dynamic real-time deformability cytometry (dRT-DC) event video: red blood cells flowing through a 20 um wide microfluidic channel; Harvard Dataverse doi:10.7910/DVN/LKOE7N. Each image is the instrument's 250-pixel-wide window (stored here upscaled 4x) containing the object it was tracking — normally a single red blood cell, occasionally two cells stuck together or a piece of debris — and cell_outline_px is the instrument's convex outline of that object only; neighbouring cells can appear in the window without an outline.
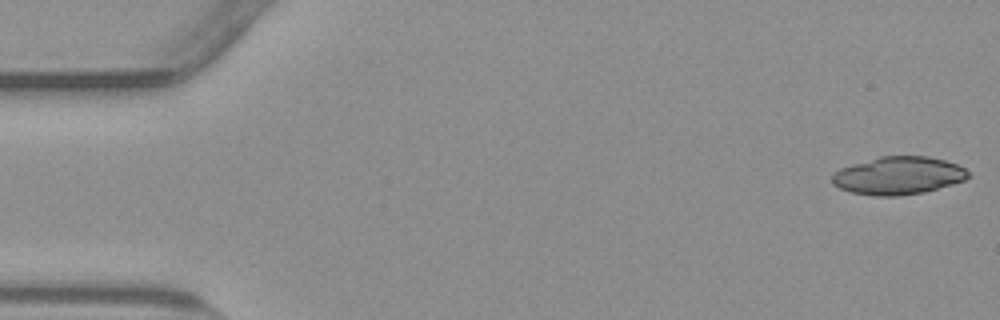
{"species": "common noctule bat (a hibernating species)", "species_latin": "Nyctalus noctula", "temperature_condition": "warm", "stored_images_in_passage": 25, "camera_frame_rate_fps": 3000, "um_per_image_px": 0.085, "animal": {"sex": "male", "body_mass_g": 23.1, "forearm_length_mm": 52.7}, "frame": {"image": 1, "passage_image": 1, "time_ms": 0.0, "image_size_px": [1000, 320], "cell_outline_px": [[972, 176], [964, 180], [952, 184], [924, 192], [896, 196], [876, 196], [852, 192], [840, 188], [832, 184], [832, 172], [840, 168], [852, 164], [880, 156], [928, 156], [944, 160], [956, 164], [964, 168]], "centroid_in_image_um": [76.34, 14.92], "position_along_channel_um": 8.7, "area_um2": 30.0}}